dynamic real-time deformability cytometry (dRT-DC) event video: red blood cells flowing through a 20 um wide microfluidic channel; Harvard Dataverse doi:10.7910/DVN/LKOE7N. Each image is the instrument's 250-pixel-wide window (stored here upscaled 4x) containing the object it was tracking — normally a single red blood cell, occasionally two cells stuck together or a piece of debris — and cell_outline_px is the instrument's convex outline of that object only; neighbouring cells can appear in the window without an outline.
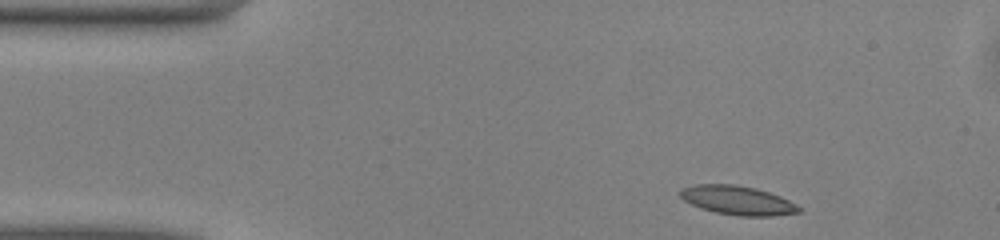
{"species": "common noctule bat (a hibernating species)", "species_latin": "Nyctalus noctula", "temperature_condition": "warm", "stored_images_in_passage": 45, "segment_of_instrument_passage": [1, 2], "camera_frame_rate_fps": 3000, "um_per_image_px": 0.085, "animal": {"sex": "male", "body_mass_g": 13.0, "forearm_length_mm": 53.1}, "frame": {"image": 1, "passage_image": 1, "time_ms": 0.0, "image_size_px": [1000, 240], "cell_outline_px": [[800, 212], [772, 216], [740, 216], [716, 212], [700, 208], [684, 200], [680, 196], [680, 188], [692, 184], [736, 184], [756, 188], [780, 196], [796, 204], [800, 208]], "centroid_in_image_um": [62.66, 17.01], "position_along_channel_um": 22.3, "area_um2": 20.06}}
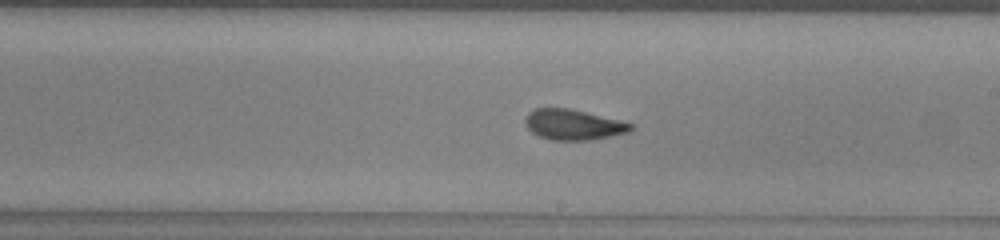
{"frame": {"image": 2, "passage_image": 22, "time_ms": 7.0, "image_size_px": [1000, 240], "cell_outline_px": [[632, 128], [628, 132], [588, 140], [552, 140], [540, 136], [532, 132], [528, 128], [524, 120], [528, 112], [536, 108], [568, 108], [620, 120], [632, 124]], "centroid_in_image_um": [48.69, 10.59], "position_along_channel_um": 240.3, "area_um2": 18.44}}
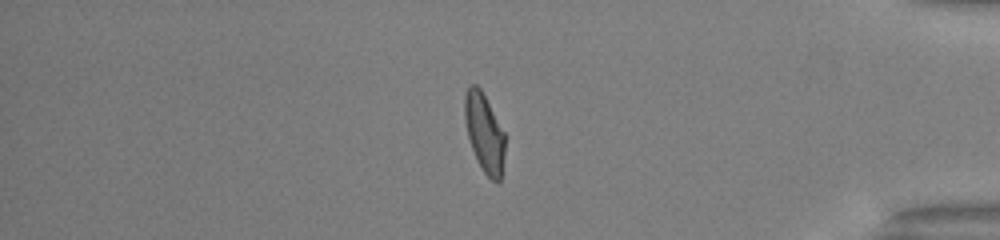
{"frame": {"image": 3, "passage_image": 36, "time_ms": 11.667, "image_size_px": [1000, 240], "cell_outline_px": [[504, 152], [500, 180], [496, 184], [484, 172], [476, 160], [468, 136], [464, 120], [464, 96], [468, 88], [472, 84], [476, 84], [480, 88], [504, 132]], "centroid_in_image_um": [41.15, 11.29], "position_along_channel_um": 394.1, "area_um2": 18.21}}